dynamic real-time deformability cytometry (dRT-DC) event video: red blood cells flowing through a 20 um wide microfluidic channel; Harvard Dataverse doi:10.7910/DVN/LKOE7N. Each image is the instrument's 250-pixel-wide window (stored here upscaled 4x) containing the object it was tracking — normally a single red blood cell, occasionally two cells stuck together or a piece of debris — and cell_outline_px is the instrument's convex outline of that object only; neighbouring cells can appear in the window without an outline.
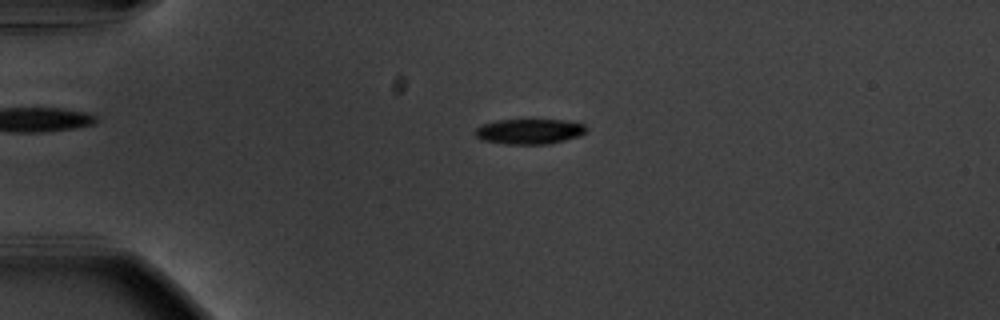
{"species": "common noctule bat (a hibernating species)", "species_latin": "Nyctalus noctula", "temperature_condition": "warm", "stored_images_in_passage": 48, "camera_frame_rate_fps": 3000, "um_per_image_px": 0.085, "animal": {"sex": "male", "body_mass_g": 20.1, "forearm_length_mm": 53.5}, "frame": {"image": 1, "passage_image": 6, "time_ms": 1.667, "image_size_px": [1000, 320], "cell_outline_px": [[588, 128], [580, 136], [548, 144], [504, 144], [480, 140], [476, 136], [476, 128], [484, 124], [496, 120], [568, 120], [584, 124]], "centroid_in_image_um": [45.01, 11.17], "position_along_channel_um": 40.0, "area_um2": 16.36}}
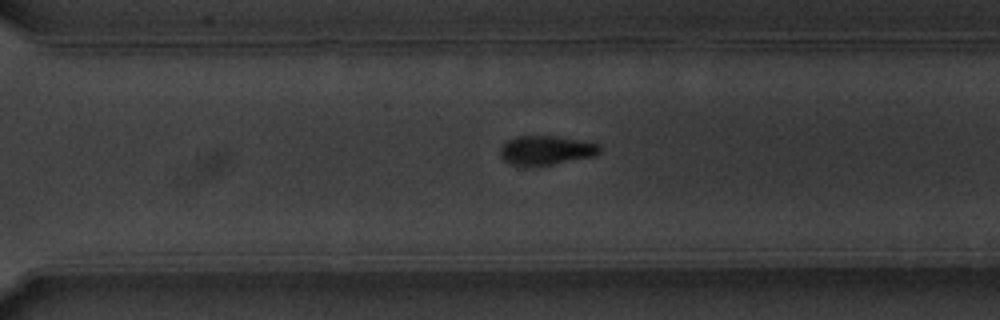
{"frame": {"image": 2, "passage_image": 32, "time_ms": 10.333, "image_size_px": [1000, 320], "cell_outline_px": [[600, 152], [596, 156], [552, 164], [512, 164], [504, 160], [500, 156], [500, 148], [508, 140], [516, 136], [552, 136], [600, 144]], "centroid_in_image_um": [46.43, 12.76], "position_along_channel_um": 324.2, "area_um2": 16.42}}
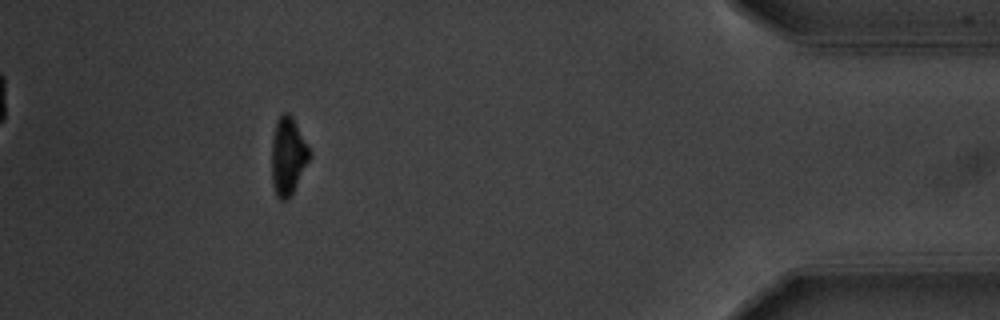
{"frame": {"image": 3, "passage_image": 43, "time_ms": 14.0, "image_size_px": [1000, 320], "cell_outline_px": [[312, 156], [292, 196], [288, 200], [280, 200], [276, 196], [272, 184], [272, 140], [276, 120], [284, 112], [288, 112], [292, 116], [312, 152]], "centroid_in_image_um": [24.5, 13.31], "position_along_channel_um": 410.7, "area_um2": 17.57}, "authors_computed_cell_mechanics": {"area_um2": 17.5423, "velocity_mm_per_s": 3.7018, "shape_relaxation_time_tau1_ms": 1.965, "shape_relaxation_time_tau2_ms": null, "deformation_change_tau1": 0.1607, "deformation_change_tau2": null}}